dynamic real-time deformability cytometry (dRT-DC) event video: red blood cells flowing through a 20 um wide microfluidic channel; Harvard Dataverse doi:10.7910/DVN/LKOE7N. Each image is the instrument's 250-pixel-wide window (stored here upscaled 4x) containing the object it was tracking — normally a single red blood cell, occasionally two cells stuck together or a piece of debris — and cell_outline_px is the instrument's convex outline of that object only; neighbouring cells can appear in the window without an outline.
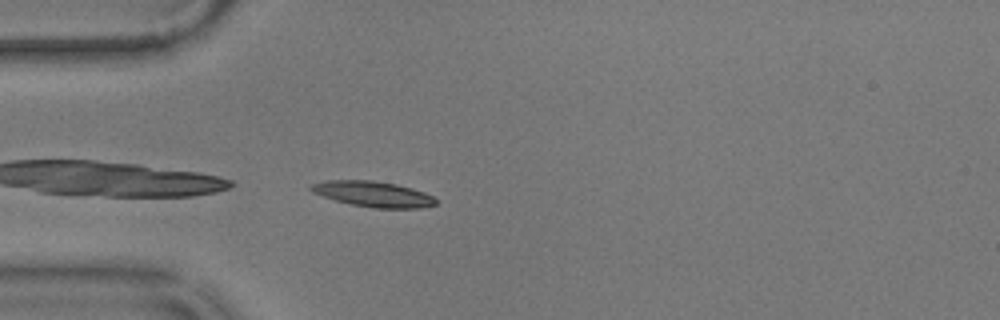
{"species": "common noctule bat (a hibernating species)", "species_latin": "Nyctalus noctula", "temperature_condition": "warm", "stored_images_in_passage": 33, "camera_frame_rate_fps": 3000, "um_per_image_px": 0.085, "animal": {"sex": "male", "body_mass_g": 17.9}, "frame": {"image": 1, "passage_image": 1, "time_ms": 0.0, "image_size_px": [1000, 320], "cell_outline_px": [[436, 204], [420, 208], [372, 208], [352, 204], [336, 200], [312, 192], [308, 188], [312, 184], [328, 180], [372, 180], [396, 184], [412, 188], [424, 192], [432, 196], [436, 200]], "centroid_in_image_um": [31.72, 16.49], "position_along_channel_um": 53.3, "area_um2": 18.44}}
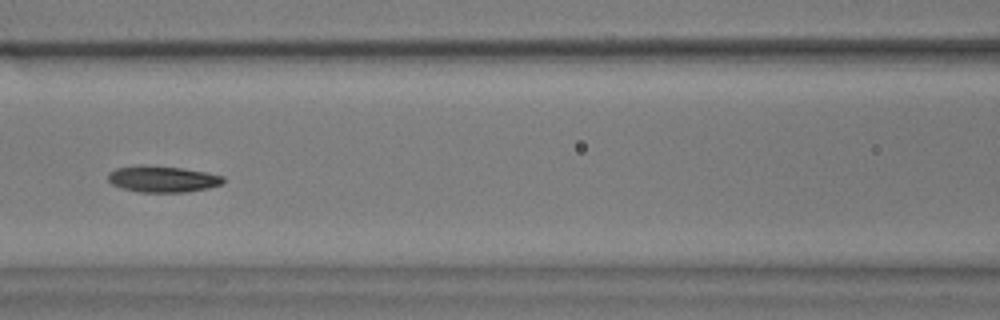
{"frame": {"image": 2, "passage_image": 10, "time_ms": 3.0, "image_size_px": [1000, 320], "cell_outline_px": [[224, 180], [220, 184], [208, 188], [184, 192], [140, 192], [120, 188], [112, 184], [108, 180], [108, 172], [116, 168], [140, 164], [144, 164], [184, 168], [208, 172], [224, 176]], "centroid_in_image_um": [13.78, 15.2], "position_along_channel_um": 152.8, "area_um2": 17.92}}
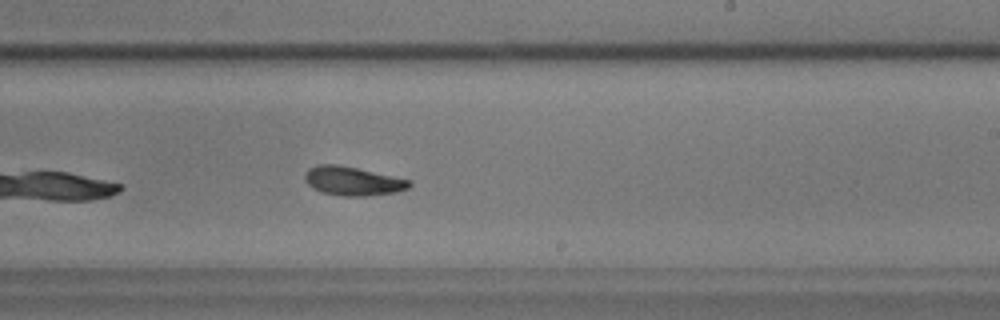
{"frame": {"image": 3, "passage_image": 19, "time_ms": 6.0, "image_size_px": [1000, 320], "cell_outline_px": [[412, 184], [408, 188], [396, 192], [368, 196], [344, 196], [320, 192], [312, 188], [304, 180], [304, 176], [308, 168], [316, 164], [336, 164], [356, 168], [412, 180]], "centroid_in_image_um": [29.96, 15.39], "position_along_channel_um": 259.0, "area_um2": 17.69}, "authors_computed_cell_mechanics": {"area_um2": 17.629, "velocity_mm_per_s": 3.5501, "shape_relaxation_time_tau1_ms": 2.8109, "shape_relaxation_time_tau2_ms": 2.7293, "deformation_change_tau1": 0.1363, "deformation_change_tau2": 0.0777}}